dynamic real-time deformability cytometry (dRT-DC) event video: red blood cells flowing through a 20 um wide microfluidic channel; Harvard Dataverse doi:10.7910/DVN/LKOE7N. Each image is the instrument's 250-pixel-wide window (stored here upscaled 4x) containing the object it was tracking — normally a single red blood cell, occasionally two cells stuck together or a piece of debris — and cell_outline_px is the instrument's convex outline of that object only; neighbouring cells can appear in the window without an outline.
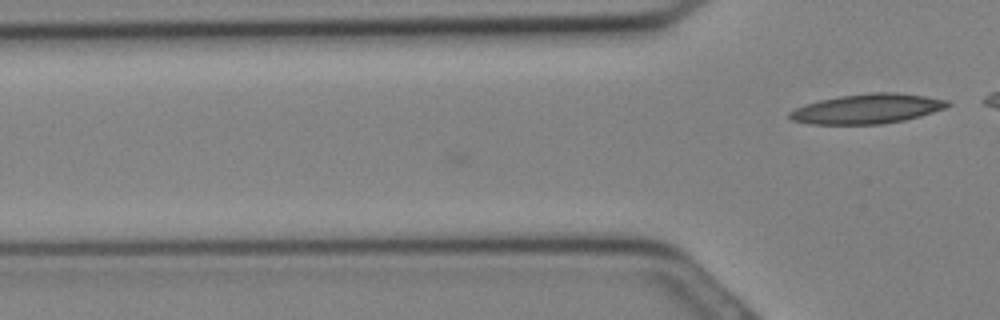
{"species": "Egyptian fruit bat (a non-hibernating species)", "species_latin": "Rousettus aegyptiacus", "temperature_condition": "cold", "stored_images_in_passage": 4, "camera_frame_rate_fps": 3000, "um_per_image_px": 0.085, "animal": {"sex": "female"}, "frame": {"image": 1, "passage_image": 4, "time_ms": 1.0, "image_size_px": [1000, 320], "cell_outline_px": [[952, 104], [948, 108], [920, 116], [904, 120], [880, 124], [808, 124], [792, 120], [788, 116], [788, 112], [804, 104], [820, 100], [840, 96], [872, 92], [896, 92], [924, 96], [948, 100]], "centroid_in_image_um": [73.73, 9.24], "position_along_channel_um": 52.1, "area_um2": 27.46}}